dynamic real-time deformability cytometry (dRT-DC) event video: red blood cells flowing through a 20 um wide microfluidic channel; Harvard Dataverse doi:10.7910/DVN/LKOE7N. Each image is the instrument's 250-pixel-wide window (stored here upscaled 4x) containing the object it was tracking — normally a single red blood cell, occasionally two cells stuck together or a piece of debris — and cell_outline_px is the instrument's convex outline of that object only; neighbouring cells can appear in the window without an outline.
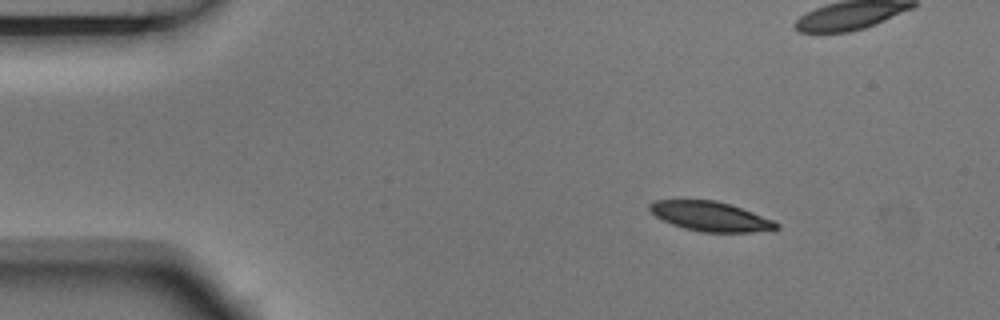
{"species": "Egyptian fruit bat (a non-hibernating species)", "species_latin": "Rousettus aegyptiacus", "temperature_condition": "room temperature", "stored_images_in_passage": 5, "camera_frame_rate_fps": 3000, "um_per_image_px": 0.085, "animal": {"sex": "male"}, "frame": {"image": 1, "passage_image": 2, "time_ms": 0.333, "image_size_px": [1000, 320], "cell_outline_px": [[780, 228], [752, 232], [700, 232], [684, 228], [672, 224], [656, 216], [648, 208], [648, 204], [656, 200], [716, 200], [752, 212], [772, 220], [780, 224]], "centroid_in_image_um": [60.37, 18.39], "position_along_channel_um": 24.6, "area_um2": 21.56}}